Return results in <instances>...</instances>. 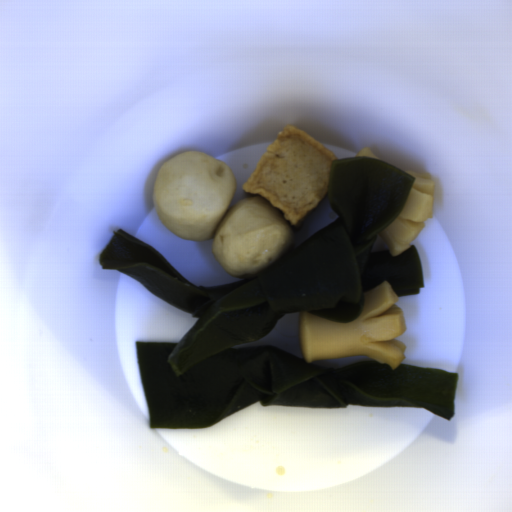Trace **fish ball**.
I'll list each match as a JSON object with an SVG mask.
<instances>
[{
	"instance_id": "fish-ball-1",
	"label": "fish ball",
	"mask_w": 512,
	"mask_h": 512,
	"mask_svg": "<svg viewBox=\"0 0 512 512\" xmlns=\"http://www.w3.org/2000/svg\"><path fill=\"white\" fill-rule=\"evenodd\" d=\"M330 150L287 125L243 184L253 195L230 207L236 179L229 165L198 151L180 153L157 170L152 201L165 228L189 240H212L223 270L252 278L283 257L294 230L328 192Z\"/></svg>"
},
{
	"instance_id": "fish-ball-2",
	"label": "fish ball",
	"mask_w": 512,
	"mask_h": 512,
	"mask_svg": "<svg viewBox=\"0 0 512 512\" xmlns=\"http://www.w3.org/2000/svg\"><path fill=\"white\" fill-rule=\"evenodd\" d=\"M355 156H367V157H371V158L380 160V157H378L377 155L372 153L370 148H368L366 146L358 149L357 152L355 153Z\"/></svg>"
}]
</instances>
